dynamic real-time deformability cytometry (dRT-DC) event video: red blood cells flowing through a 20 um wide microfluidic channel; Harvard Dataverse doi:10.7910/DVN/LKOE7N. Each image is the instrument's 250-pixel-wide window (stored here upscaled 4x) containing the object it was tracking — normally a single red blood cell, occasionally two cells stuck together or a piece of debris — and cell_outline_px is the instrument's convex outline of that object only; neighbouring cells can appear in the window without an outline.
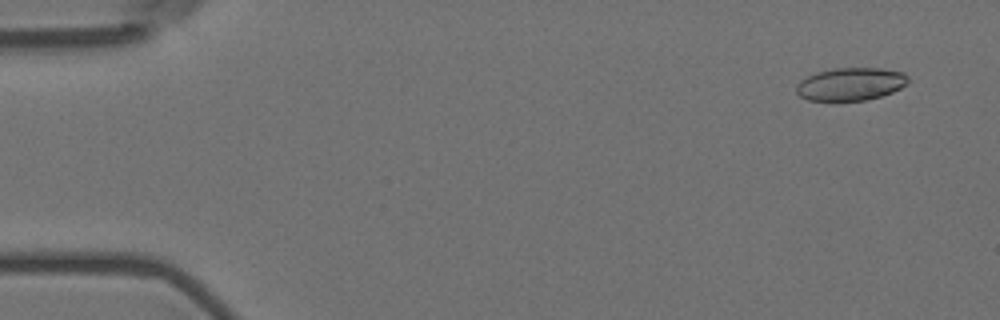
{"species": "Egyptian fruit bat (a non-hibernating species)", "species_latin": "Rousettus aegyptiacus", "temperature_condition": "room temperature", "stored_images_in_passage": 9, "camera_frame_rate_fps": 3000, "um_per_image_px": 0.085, "animal": {"sex": "female"}, "frame": {"image": 1, "passage_image": 2, "time_ms": 0.333, "image_size_px": [1000, 320], "cell_outline_px": [[908, 84], [892, 92], [880, 96], [864, 100], [836, 104], [808, 100], [800, 96], [796, 92], [796, 84], [800, 80], [816, 72], [832, 68], [880, 68], [904, 72], [908, 76]], "centroid_in_image_um": [72.26, 7.18], "position_along_channel_um": 12.7, "area_um2": 22.2}}
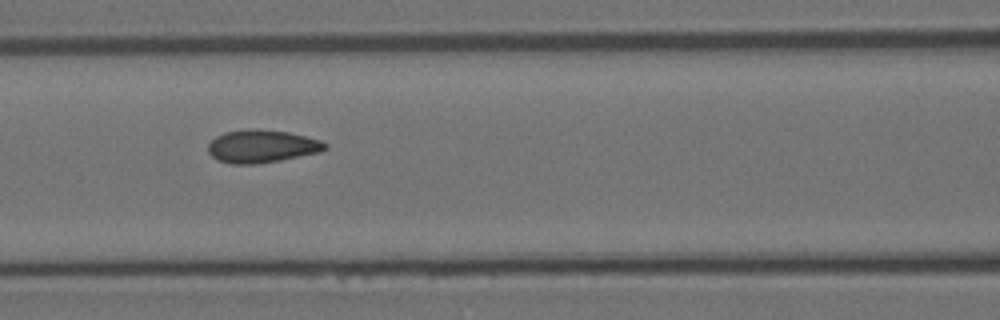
{"frame": {"image": 2, "passage_image": 8, "time_ms": 2.333, "image_size_px": [1000, 320], "cell_outline_px": [[328, 148], [320, 152], [280, 160], [256, 164], [232, 164], [216, 160], [208, 152], [208, 144], [216, 136], [224, 132], [248, 128], [256, 128], [288, 132], [320, 140], [328, 144]], "centroid_in_image_um": [22.24, 12.43], "position_along_channel_um": 144.4, "area_um2": 22.54}}
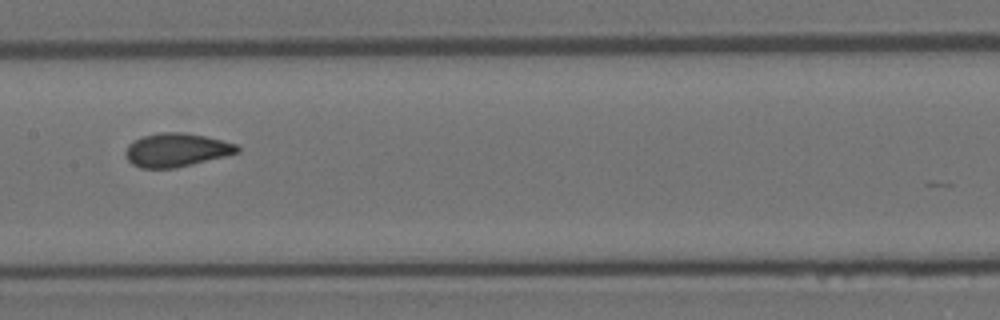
{"frame": {"image": 3, "passage_image": 9, "time_ms": 2.667, "image_size_px": [1000, 320], "cell_outline_px": [[240, 152], [176, 168], [140, 168], [132, 164], [124, 156], [124, 152], [128, 144], [144, 136], [160, 132], [180, 132], [204, 136], [236, 144], [240, 148]], "centroid_in_image_um": [14.96, 12.76], "position_along_channel_um": 192.4, "area_um2": 21.68}}